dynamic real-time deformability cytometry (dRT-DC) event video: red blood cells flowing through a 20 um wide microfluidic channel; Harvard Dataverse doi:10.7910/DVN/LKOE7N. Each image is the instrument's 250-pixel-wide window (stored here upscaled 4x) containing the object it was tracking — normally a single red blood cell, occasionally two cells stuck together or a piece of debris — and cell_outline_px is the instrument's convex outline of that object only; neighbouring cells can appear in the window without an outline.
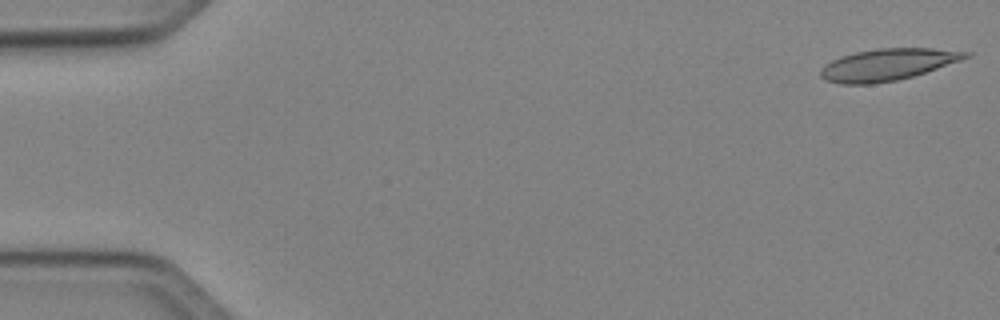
{"species": "Egyptian fruit bat (a non-hibernating species)", "species_latin": "Rousettus aegyptiacus", "temperature_condition": "cold", "stored_images_in_passage": 47, "camera_frame_rate_fps": 3000, "um_per_image_px": 0.085, "animal": {"sex": "female"}, "frame": {"image": 1, "passage_image": 1, "time_ms": 0.0, "image_size_px": [1000, 320], "cell_outline_px": [[972, 56], [912, 76], [896, 80], [872, 84], [840, 84], [824, 80], [820, 76], [820, 68], [824, 64], [840, 56], [856, 52], [880, 48], [932, 48], [972, 52]], "centroid_in_image_um": [75.4, 5.49], "position_along_channel_um": 9.6, "area_um2": 26.76}}
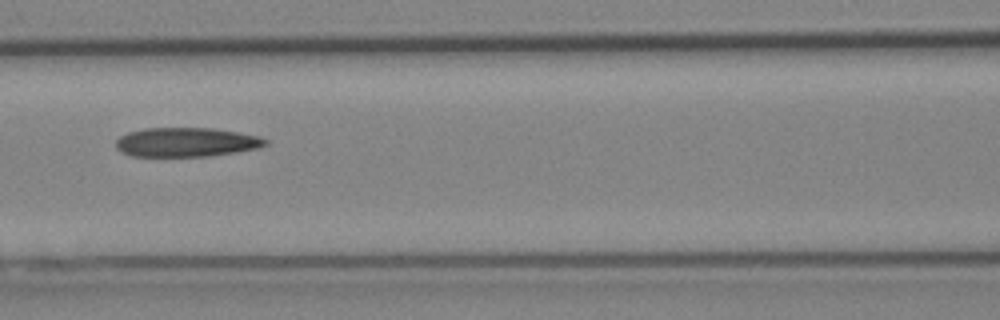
{"frame": {"image": 2, "passage_image": 22, "time_ms": 7.0, "image_size_px": [1000, 320], "cell_outline_px": [[268, 144], [260, 148], [236, 152], [208, 156], [132, 156], [120, 152], [116, 148], [116, 140], [120, 136], [128, 132], [144, 128], [212, 128], [260, 136], [268, 140]], "centroid_in_image_um": [15.83, 12.08], "position_along_channel_um": 150.8, "area_um2": 25.55}}
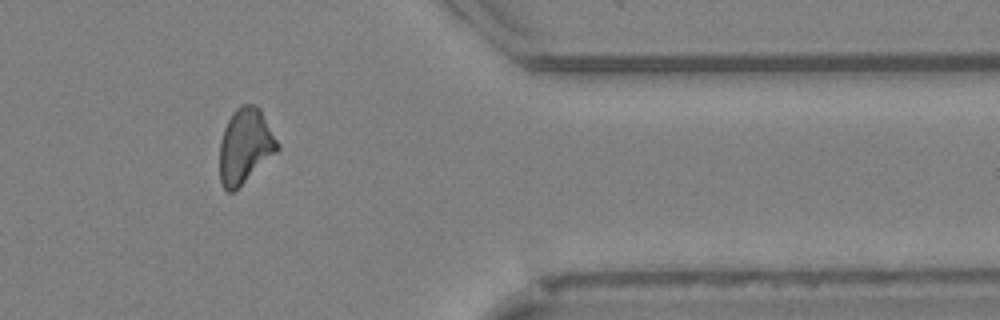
{"frame": {"image": 3, "passage_image": 41, "time_ms": 13.333, "image_size_px": [1000, 320], "cell_outline_px": [[280, 148], [276, 152], [232, 192], [228, 192], [224, 188], [220, 180], [220, 140], [224, 128], [232, 112], [240, 104], [252, 104], [260, 108], [280, 144]], "centroid_in_image_um": [20.83, 12.36], "position_along_channel_um": 390.6, "area_um2": 24.97}, "authors_computed_cell_mechanics": {"area_um2": 25.8944, "velocity_mm_per_s": 4.0849, "shape_relaxation_time_tau1_ms": null, "shape_relaxation_time_tau2_ms": 9.6114, "deformation_change_tau1": null, "deformation_change_tau2": 0.2346}}